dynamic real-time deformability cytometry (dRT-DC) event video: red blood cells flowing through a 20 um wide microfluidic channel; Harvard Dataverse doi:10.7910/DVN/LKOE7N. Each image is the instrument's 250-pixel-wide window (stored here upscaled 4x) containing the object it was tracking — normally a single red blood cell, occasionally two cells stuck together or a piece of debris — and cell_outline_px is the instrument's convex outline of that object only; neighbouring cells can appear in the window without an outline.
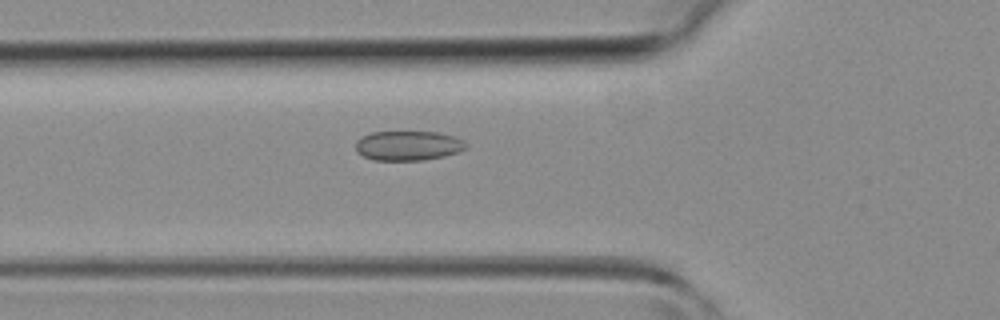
{"species": "common noctule bat (a hibernating species)", "species_latin": "Nyctalus noctula", "temperature_condition": "room temperature", "stored_images_in_passage": 43, "camera_frame_rate_fps": 3000, "um_per_image_px": 0.085, "animal": {"sex": "female", "body_mass_g": 19.3, "forearm_length_mm": 54.1}, "frame": {"image": 1, "passage_image": 15, "time_ms": 4.667, "image_size_px": [1000, 320], "cell_outline_px": [[468, 148], [460, 152], [444, 156], [424, 160], [372, 160], [356, 152], [356, 140], [360, 136], [372, 132], [436, 132], [456, 136], [464, 140], [468, 144]], "centroid_in_image_um": [34.72, 12.38], "position_along_channel_um": 91.1, "area_um2": 19.36}}
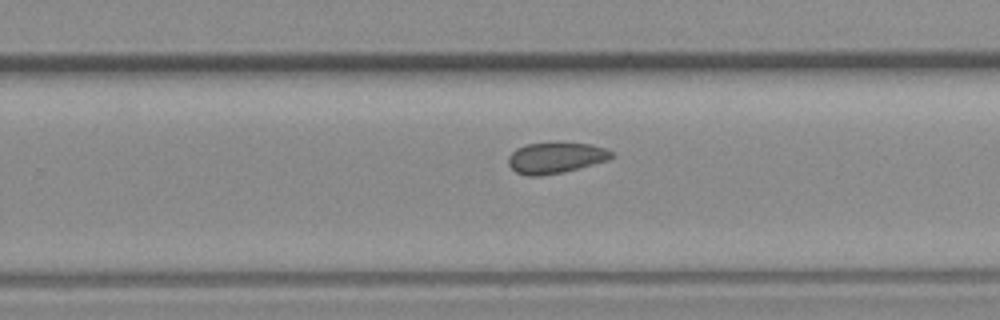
{"frame": {"image": 2, "passage_image": 27, "time_ms": 8.667, "image_size_px": [1000, 320], "cell_outline_px": [[616, 156], [608, 160], [564, 172], [540, 176], [528, 176], [516, 172], [508, 164], [508, 156], [516, 148], [528, 144], [592, 144], [616, 152]], "centroid_in_image_um": [47.26, 13.43], "position_along_channel_um": 282.5, "area_um2": 18.44}}
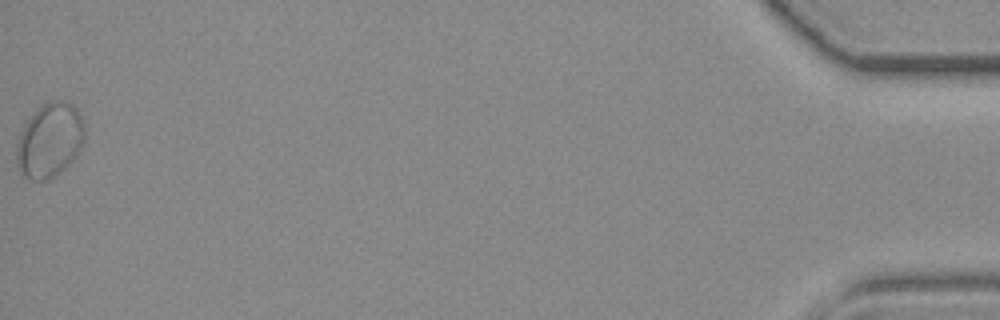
{"frame": {"image": 3, "passage_image": 43, "time_ms": 14.0, "image_size_px": [1000, 320], "cell_outline_px": [[84, 140], [68, 164], [64, 168], [48, 180], [32, 180], [20, 176], [16, 168], [16, 140], [24, 124], [44, 104], [52, 100], [60, 100], [72, 104], [80, 112], [84, 120]], "centroid_in_image_um": [4.18, 11.95], "position_along_channel_um": 431.0, "area_um2": 29.48}}